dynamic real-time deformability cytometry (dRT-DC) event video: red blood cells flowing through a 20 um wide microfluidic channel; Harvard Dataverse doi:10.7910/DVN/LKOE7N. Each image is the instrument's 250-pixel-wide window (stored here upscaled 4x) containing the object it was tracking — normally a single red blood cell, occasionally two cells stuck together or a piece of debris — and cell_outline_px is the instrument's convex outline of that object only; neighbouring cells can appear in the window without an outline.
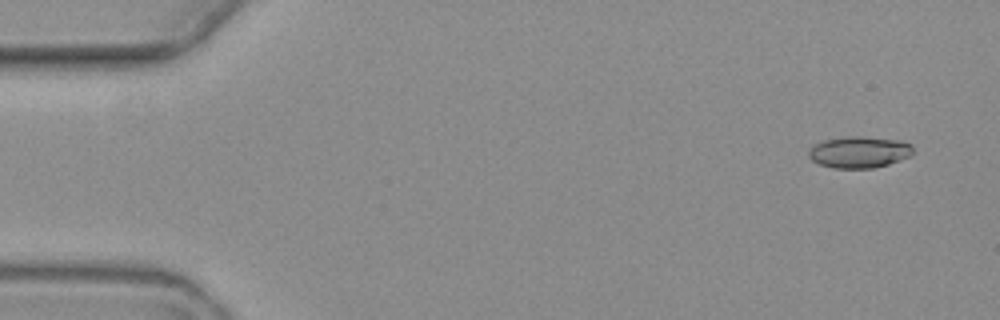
{"species": "common noctule bat (a hibernating species)", "species_latin": "Nyctalus noctula", "temperature_condition": "warm", "stored_images_in_passage": 4, "camera_frame_rate_fps": 3000, "um_per_image_px": 0.085, "animal": {"sex": "female", "body_mass_g": 19.3, "forearm_length_mm": 54.1}, "frame": {"image": 1, "passage_image": 1, "time_ms": 0.0, "image_size_px": [1000, 320], "cell_outline_px": [[912, 156], [888, 164], [872, 168], [832, 168], [820, 164], [812, 160], [808, 156], [808, 148], [812, 144], [824, 140], [844, 136], [864, 136], [900, 140], [912, 144]], "centroid_in_image_um": [73.01, 12.91], "position_along_channel_um": 12.0, "area_um2": 19.48}}
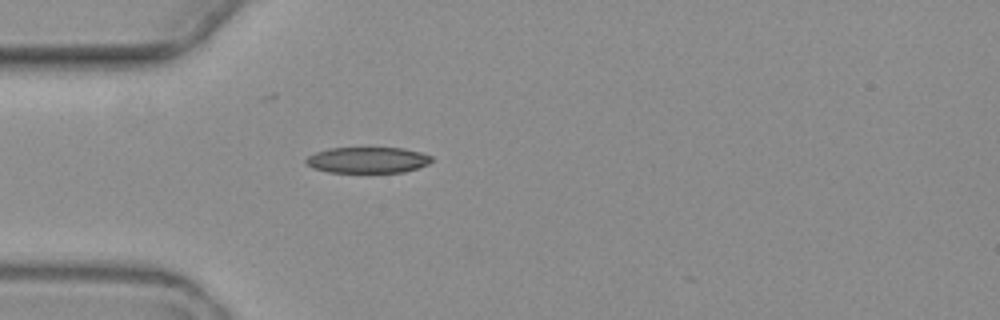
{"frame": {"image": 2, "passage_image": 4, "time_ms": 4.333, "image_size_px": [1000, 320], "cell_outline_px": [[432, 160], [428, 164], [404, 172], [328, 172], [312, 168], [304, 160], [308, 156], [316, 152], [328, 148], [404, 148], [420, 152], [432, 156]], "centroid_in_image_um": [31.24, 13.6], "position_along_channel_um": 53.8, "area_um2": 18.96}}